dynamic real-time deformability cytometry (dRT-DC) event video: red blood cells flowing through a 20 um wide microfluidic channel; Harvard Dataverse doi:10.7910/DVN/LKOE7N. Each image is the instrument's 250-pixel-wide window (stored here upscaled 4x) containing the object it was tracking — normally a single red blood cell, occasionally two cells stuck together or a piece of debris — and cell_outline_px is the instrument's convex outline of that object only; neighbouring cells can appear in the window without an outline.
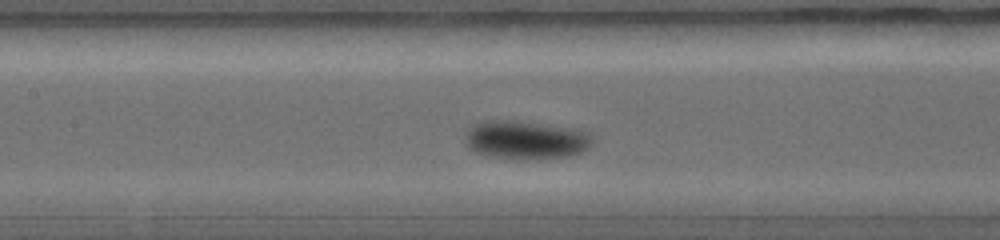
{"species": "common noctule bat (a hibernating species)", "species_latin": "Nyctalus noctula", "temperature_condition": "warm", "stored_images_in_passage": 13, "camera_frame_rate_fps": 5000, "um_per_image_px": 0.085, "animal": {"sex": "female", "body_mass_g": 19.0, "forearm_length_mm": 56.7}, "frame": {"image": 1, "passage_image": 8, "time_ms": 3.0, "image_size_px": [1000, 240], "cell_outline_px": [[596, 140], [588, 148], [580, 152], [568, 156], [540, 160], [516, 160], [488, 156], [476, 152], [468, 148], [464, 140], [464, 132], [472, 124], [484, 120], [512, 120], [576, 128], [592, 132]], "centroid_in_image_um": [44.7, 11.9], "position_along_channel_um": 162.7, "area_um2": 29.65}}
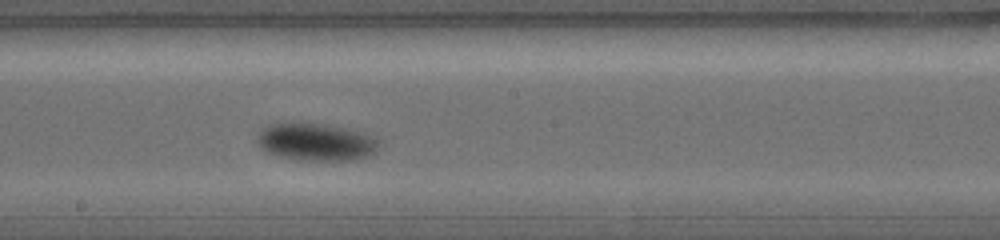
{"frame": {"image": 2, "passage_image": 10, "time_ms": 4.0, "image_size_px": [1000, 240], "cell_outline_px": [[380, 148], [368, 156], [356, 160], [292, 160], [264, 152], [260, 148], [256, 140], [260, 132], [268, 124], [300, 120], [328, 124], [348, 128], [380, 140]], "centroid_in_image_um": [26.81, 12.04], "position_along_channel_um": 221.4, "area_um2": 27.51}}